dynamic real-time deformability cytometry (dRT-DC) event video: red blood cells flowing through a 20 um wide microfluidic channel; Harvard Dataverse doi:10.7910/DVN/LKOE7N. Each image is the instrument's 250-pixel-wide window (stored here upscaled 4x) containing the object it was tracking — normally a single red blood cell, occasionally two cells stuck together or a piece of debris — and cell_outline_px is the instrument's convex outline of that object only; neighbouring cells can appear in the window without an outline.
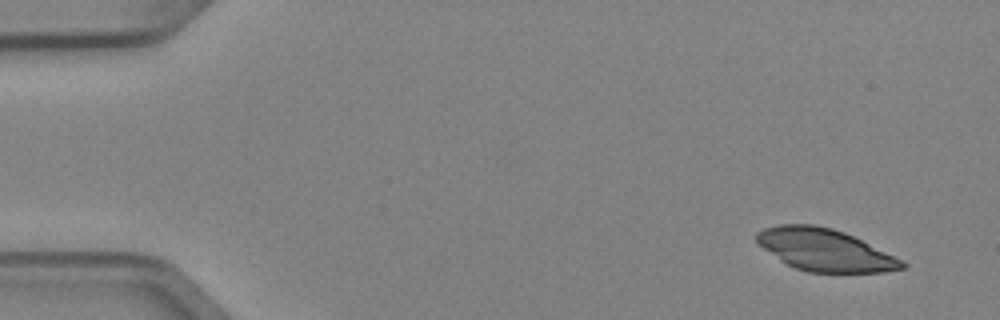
{"species": "Egyptian fruit bat (a non-hibernating species)", "species_latin": "Rousettus aegyptiacus", "temperature_condition": "cold", "stored_images_in_passage": 4, "camera_frame_rate_fps": 3000, "um_per_image_px": 0.085, "animal": {"sex": "female"}, "frame": {"image": 1, "passage_image": 1, "time_ms": 0.0, "image_size_px": [1000, 320], "cell_outline_px": [[908, 264], [904, 268], [884, 272], [808, 272], [796, 268], [780, 260], [756, 244], [756, 232], [764, 228], [780, 224], [816, 224], [832, 228], [844, 232], [904, 260]], "centroid_in_image_um": [70.1, 21.23], "position_along_channel_um": 14.9, "area_um2": 35.72}}